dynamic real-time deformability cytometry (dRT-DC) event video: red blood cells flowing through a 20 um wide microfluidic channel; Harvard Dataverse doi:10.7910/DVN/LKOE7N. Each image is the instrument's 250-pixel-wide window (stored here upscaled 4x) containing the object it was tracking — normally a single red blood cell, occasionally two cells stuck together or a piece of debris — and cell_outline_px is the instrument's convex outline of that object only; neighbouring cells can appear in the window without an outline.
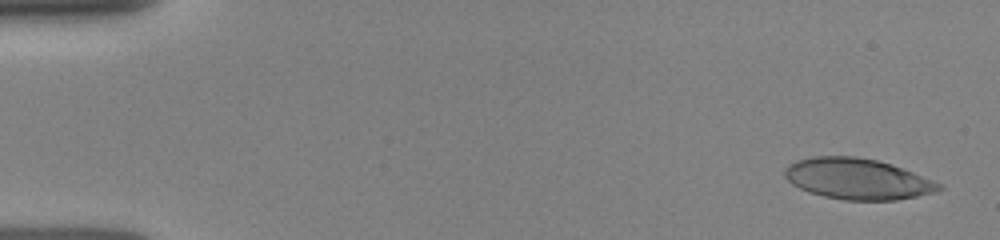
{"species": "human", "species_latin": "Homo sapiens", "temperature_condition": "room temperature", "stored_images_in_passage": 35, "camera_frame_rate_fps": 3000, "um_per_image_px": 0.085, "donor": {"sex": "female"}, "frame": {"image": 1, "passage_image": 2, "time_ms": 0.333, "image_size_px": [1000, 240], "cell_outline_px": [[944, 188], [936, 192], [896, 200], [844, 200], [824, 196], [808, 192], [792, 184], [784, 176], [784, 168], [788, 164], [796, 160], [812, 156], [856, 156], [876, 160], [892, 164], [944, 184]], "centroid_in_image_um": [72.88, 15.2], "position_along_channel_um": 12.1, "area_um2": 36.99}}
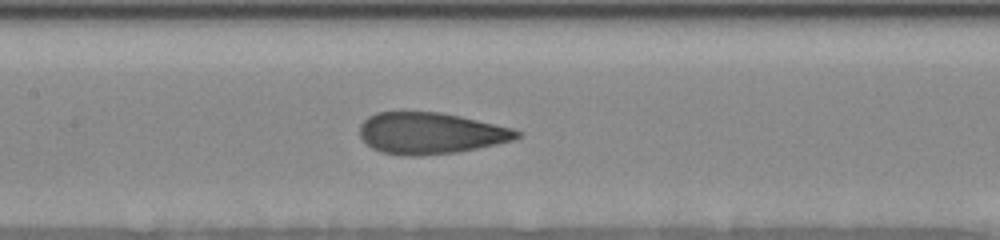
{"frame": {"image": 2, "passage_image": 19, "time_ms": 7.333, "image_size_px": [1000, 240], "cell_outline_px": [[524, 136], [512, 140], [496, 144], [456, 152], [420, 156], [404, 156], [380, 152], [372, 148], [360, 136], [360, 124], [368, 116], [376, 112], [440, 112], [460, 116], [512, 128], [524, 132]], "centroid_in_image_um": [36.6, 11.33], "position_along_channel_um": 170.8, "area_um2": 38.03}}
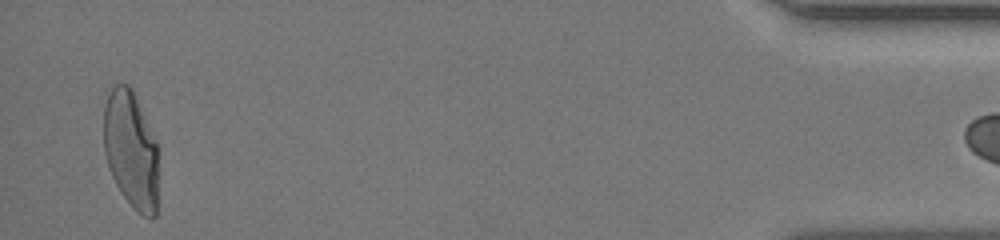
{"frame": {"image": 3, "passage_image": 34, "time_ms": 15.333, "image_size_px": [1000, 240], "cell_outline_px": [[156, 216], [152, 220], [144, 216], [124, 196], [116, 184], [112, 176], [104, 152], [104, 104], [112, 88], [116, 84], [128, 84], [156, 140]], "centroid_in_image_um": [11.11, 12.73], "position_along_channel_um": 424.1, "area_um2": 36.36}}